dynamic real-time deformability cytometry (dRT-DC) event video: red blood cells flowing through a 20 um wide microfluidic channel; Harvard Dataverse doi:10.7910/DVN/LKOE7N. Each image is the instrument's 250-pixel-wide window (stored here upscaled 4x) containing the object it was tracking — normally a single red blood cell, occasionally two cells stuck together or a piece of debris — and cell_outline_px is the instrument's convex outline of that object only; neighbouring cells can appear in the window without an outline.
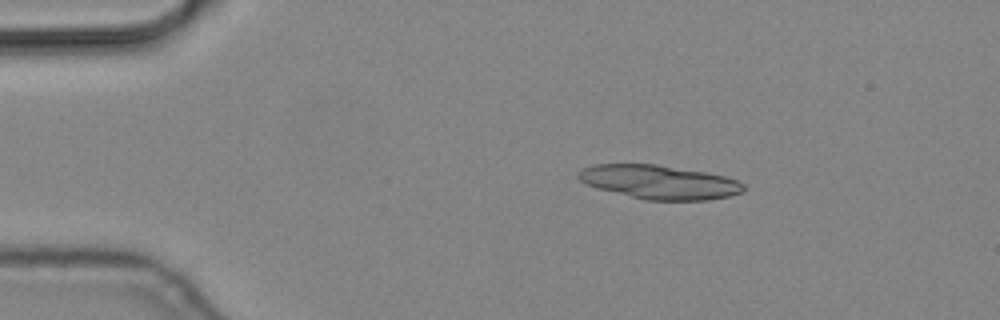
{"species": "common noctule bat (a hibernating species)", "species_latin": "Nyctalus noctula", "temperature_condition": "cold", "stored_images_in_passage": 2, "camera_frame_rate_fps": 3000, "um_per_image_px": 0.085, "animal": {"sex": "male", "body_mass_g": 19.2, "forearm_length_mm": 51.8}, "frame": {"image": 1, "passage_image": 1, "time_ms": 0.0, "image_size_px": [1000, 320], "cell_outline_px": [[744, 192], [728, 196], [708, 200], [648, 200], [596, 188], [580, 180], [576, 176], [584, 168], [596, 164], [656, 164], [704, 172], [724, 176], [736, 180], [744, 184]], "centroid_in_image_um": [56.06, 15.48], "position_along_channel_um": 28.9, "area_um2": 32.25}}